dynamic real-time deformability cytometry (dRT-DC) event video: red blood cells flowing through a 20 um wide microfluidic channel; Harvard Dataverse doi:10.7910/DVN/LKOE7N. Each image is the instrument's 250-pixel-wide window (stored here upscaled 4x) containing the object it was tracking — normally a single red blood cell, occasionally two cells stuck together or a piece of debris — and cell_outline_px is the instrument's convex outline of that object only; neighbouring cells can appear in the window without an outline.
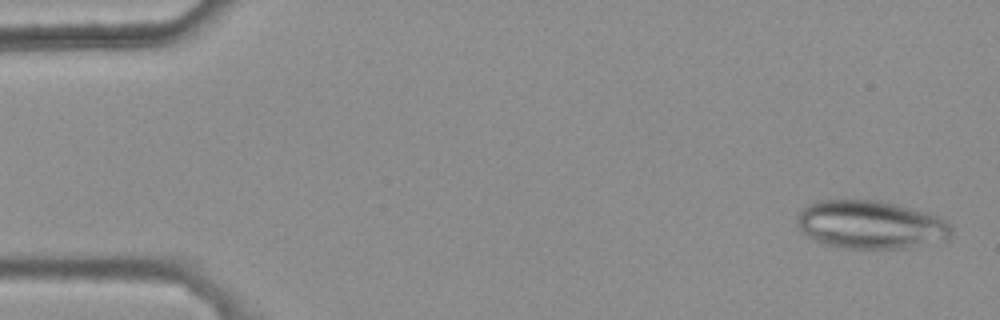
{"species": "common noctule bat (a hibernating species)", "species_latin": "Nyctalus noctula", "temperature_condition": "warm", "stored_images_in_passage": 4, "camera_frame_rate_fps": 3000, "um_per_image_px": 0.085, "animal": {"sex": "female", "body_mass_g": 25.1}, "frame": {"image": 1, "passage_image": 1, "time_ms": 0.0, "image_size_px": [1000, 320], "cell_outline_px": [[952, 236], [944, 244], [912, 248], [844, 248], [828, 244], [804, 236], [796, 224], [796, 216], [808, 204], [816, 200], [880, 200], [928, 212], [940, 216], [948, 220], [952, 224]], "centroid_in_image_um": [74.11, 19.11], "position_along_channel_um": 10.9, "area_um2": 44.56}}